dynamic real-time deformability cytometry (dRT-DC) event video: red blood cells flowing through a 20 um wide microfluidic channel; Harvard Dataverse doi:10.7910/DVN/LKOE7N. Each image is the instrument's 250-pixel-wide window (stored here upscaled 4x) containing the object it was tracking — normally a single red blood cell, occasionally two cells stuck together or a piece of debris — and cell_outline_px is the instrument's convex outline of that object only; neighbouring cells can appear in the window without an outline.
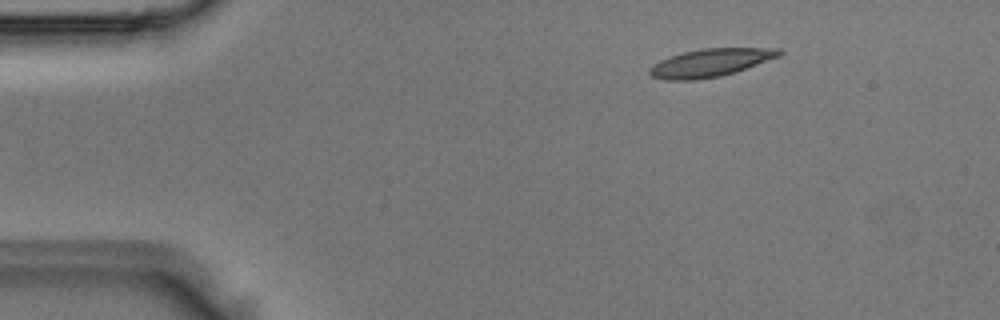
{"species": "Egyptian fruit bat (a non-hibernating species)", "species_latin": "Rousettus aegyptiacus", "temperature_condition": "room temperature", "stored_images_in_passage": 2, "camera_frame_rate_fps": 3000, "um_per_image_px": 0.085, "animal": {"sex": "male"}, "frame": {"image": 1, "passage_image": 1, "time_ms": 0.0, "image_size_px": [1000, 320], "cell_outline_px": [[784, 52], [780, 56], [736, 72], [720, 76], [696, 80], [664, 80], [652, 76], [648, 72], [648, 68], [652, 64], [668, 56], [700, 48], [780, 48]], "centroid_in_image_um": [60.37, 5.33], "position_along_channel_um": 24.6, "area_um2": 21.33}}